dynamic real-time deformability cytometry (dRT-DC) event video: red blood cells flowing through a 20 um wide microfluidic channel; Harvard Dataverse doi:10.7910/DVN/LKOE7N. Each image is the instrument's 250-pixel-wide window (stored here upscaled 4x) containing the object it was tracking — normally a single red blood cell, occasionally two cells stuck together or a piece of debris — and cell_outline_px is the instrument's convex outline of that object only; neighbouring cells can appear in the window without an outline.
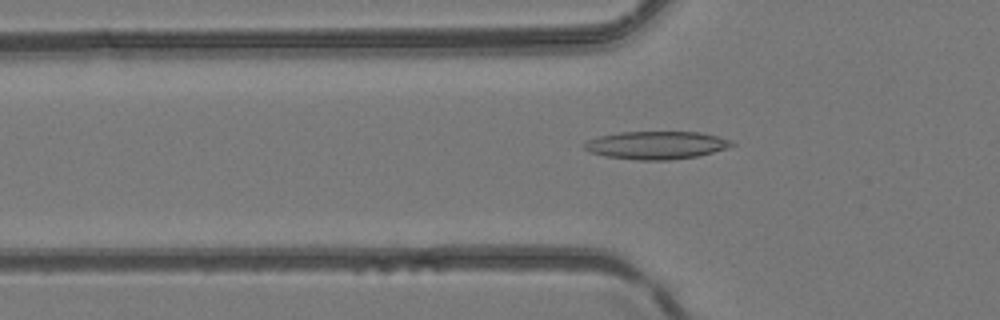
{"species": "common noctule bat (a hibernating species)", "species_latin": "Nyctalus noctula", "temperature_condition": "room temperature", "stored_images_in_passage": 43, "camera_frame_rate_fps": 3000, "um_per_image_px": 0.085, "animal": {"sex": "female", "body_mass_g": 24.6, "forearm_length_mm": 56.2}, "frame": {"image": 1, "passage_image": 16, "time_ms": 5.0, "image_size_px": [1000, 320], "cell_outline_px": [[736, 144], [728, 148], [696, 156], [668, 160], [636, 160], [604, 156], [588, 152], [584, 148], [584, 144], [588, 140], [600, 136], [620, 132], [700, 132], [732, 140]], "centroid_in_image_um": [55.78, 12.34], "position_along_channel_um": 70.0, "area_um2": 23.93}}
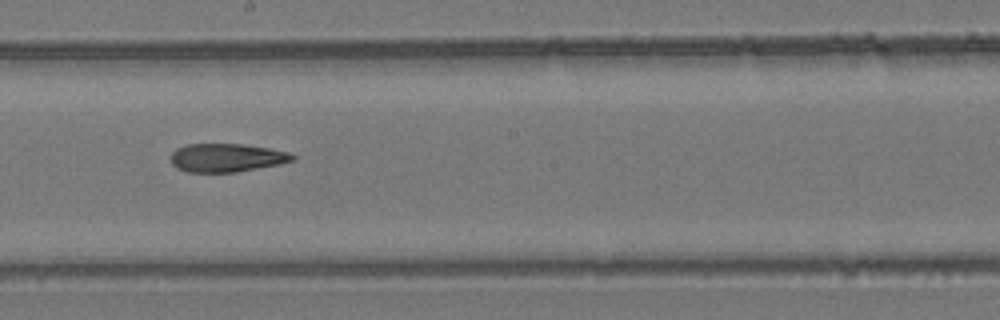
{"frame": {"image": 2, "passage_image": 27, "time_ms": 8.667, "image_size_px": [1000, 320], "cell_outline_px": [[296, 156], [292, 160], [280, 164], [236, 172], [188, 172], [176, 168], [172, 164], [172, 152], [176, 148], [188, 144], [240, 144], [268, 148], [288, 152]], "centroid_in_image_um": [19.24, 13.41], "position_along_channel_um": 229.0, "area_um2": 20.0}}
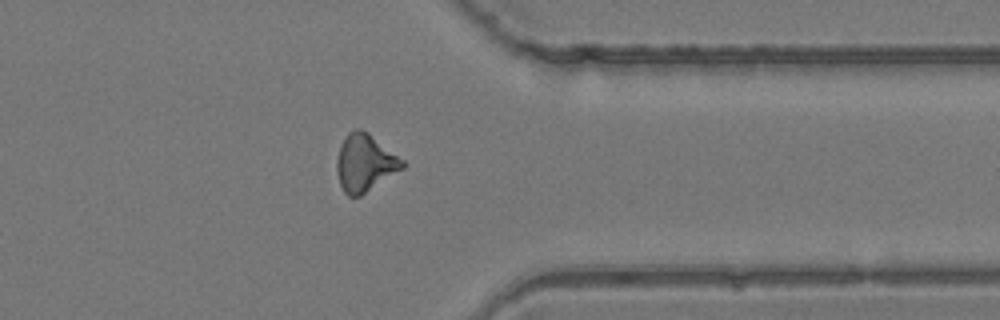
{"frame": {"image": 3, "passage_image": 38, "time_ms": 12.333, "image_size_px": [1000, 320], "cell_outline_px": [[408, 164], [404, 168], [360, 196], [348, 196], [344, 192], [340, 184], [336, 172], [336, 160], [340, 144], [348, 132], [356, 128], [360, 128], [368, 132], [404, 160]], "centroid_in_image_um": [31.01, 13.83], "position_along_channel_um": 380.4, "area_um2": 22.08}}